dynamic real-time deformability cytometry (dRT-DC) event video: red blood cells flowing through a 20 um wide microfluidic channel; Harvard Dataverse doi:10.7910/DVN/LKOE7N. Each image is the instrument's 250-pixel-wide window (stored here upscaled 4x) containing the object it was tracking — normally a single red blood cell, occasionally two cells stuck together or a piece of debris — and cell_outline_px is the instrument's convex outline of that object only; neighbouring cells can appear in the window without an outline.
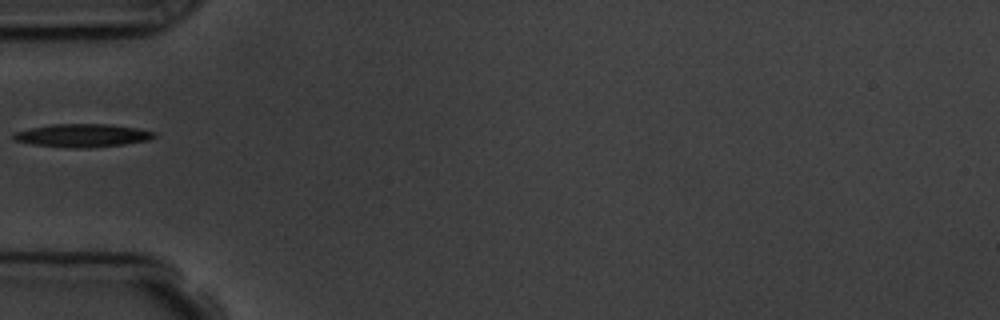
{"species": "common noctule bat (a hibernating species)", "species_latin": "Nyctalus noctula", "temperature_condition": "room temperature", "stored_images_in_passage": 2, "camera_frame_rate_fps": 3000, "um_per_image_px": 0.085, "animal": {"sex": "male", "body_mass_g": 19.5, "forearm_length_mm": 54.6}, "frame": {"image": 1, "passage_image": 1, "time_ms": 0.0, "image_size_px": [1000, 320], "cell_outline_px": [[156, 136], [148, 140], [124, 144], [88, 148], [68, 148], [32, 144], [12, 140], [12, 132], [28, 128], [52, 124], [108, 124], [136, 128], [156, 132]], "centroid_in_image_um": [6.94, 11.51], "position_along_channel_um": 78.1, "area_um2": 19.13}}